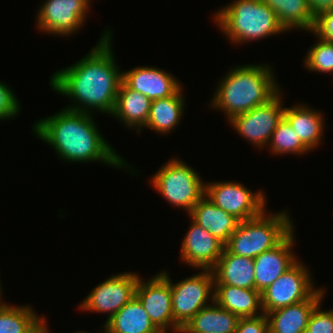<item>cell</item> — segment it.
Returning <instances> with one entry per match:
<instances>
[{
  "instance_id": "6da1fadb",
  "label": "cell",
  "mask_w": 333,
  "mask_h": 333,
  "mask_svg": "<svg viewBox=\"0 0 333 333\" xmlns=\"http://www.w3.org/2000/svg\"><path fill=\"white\" fill-rule=\"evenodd\" d=\"M111 30H104L95 47L82 59L50 77V86L74 104L65 109L94 114L92 110L112 115L122 71L116 65Z\"/></svg>"
},
{
  "instance_id": "7a4b0ae2",
  "label": "cell",
  "mask_w": 333,
  "mask_h": 333,
  "mask_svg": "<svg viewBox=\"0 0 333 333\" xmlns=\"http://www.w3.org/2000/svg\"><path fill=\"white\" fill-rule=\"evenodd\" d=\"M96 125L92 114L63 108L54 115L36 121L32 130L66 162L99 161L114 168L128 169L130 166L125 159L105 141Z\"/></svg>"
},
{
  "instance_id": "3957f363",
  "label": "cell",
  "mask_w": 333,
  "mask_h": 333,
  "mask_svg": "<svg viewBox=\"0 0 333 333\" xmlns=\"http://www.w3.org/2000/svg\"><path fill=\"white\" fill-rule=\"evenodd\" d=\"M271 68L268 64L234 67L220 80L210 108L224 111L230 120L267 103L281 90Z\"/></svg>"
},
{
  "instance_id": "277c9868",
  "label": "cell",
  "mask_w": 333,
  "mask_h": 333,
  "mask_svg": "<svg viewBox=\"0 0 333 333\" xmlns=\"http://www.w3.org/2000/svg\"><path fill=\"white\" fill-rule=\"evenodd\" d=\"M222 8L214 13V20L234 44L285 33L275 12L262 0H233Z\"/></svg>"
},
{
  "instance_id": "5b68a950",
  "label": "cell",
  "mask_w": 333,
  "mask_h": 333,
  "mask_svg": "<svg viewBox=\"0 0 333 333\" xmlns=\"http://www.w3.org/2000/svg\"><path fill=\"white\" fill-rule=\"evenodd\" d=\"M240 221L225 248L232 254L255 258L278 245L293 229L290 215L281 211Z\"/></svg>"
},
{
  "instance_id": "8992f818",
  "label": "cell",
  "mask_w": 333,
  "mask_h": 333,
  "mask_svg": "<svg viewBox=\"0 0 333 333\" xmlns=\"http://www.w3.org/2000/svg\"><path fill=\"white\" fill-rule=\"evenodd\" d=\"M152 186L172 206L185 209L188 214L205 195V184L190 165L181 159H169L150 178Z\"/></svg>"
},
{
  "instance_id": "52a82bcc",
  "label": "cell",
  "mask_w": 333,
  "mask_h": 333,
  "mask_svg": "<svg viewBox=\"0 0 333 333\" xmlns=\"http://www.w3.org/2000/svg\"><path fill=\"white\" fill-rule=\"evenodd\" d=\"M160 273L170 282L174 333H179L202 308L210 305V299L214 301V274L212 270L202 269V273L172 283L166 271Z\"/></svg>"
},
{
  "instance_id": "ba28073f",
  "label": "cell",
  "mask_w": 333,
  "mask_h": 333,
  "mask_svg": "<svg viewBox=\"0 0 333 333\" xmlns=\"http://www.w3.org/2000/svg\"><path fill=\"white\" fill-rule=\"evenodd\" d=\"M262 192L253 193L243 184L233 181L205 184V196L239 221L255 218L266 209L267 200Z\"/></svg>"
},
{
  "instance_id": "9c48e42d",
  "label": "cell",
  "mask_w": 333,
  "mask_h": 333,
  "mask_svg": "<svg viewBox=\"0 0 333 333\" xmlns=\"http://www.w3.org/2000/svg\"><path fill=\"white\" fill-rule=\"evenodd\" d=\"M282 91H279L267 103L254 107L249 112L233 116L230 126L259 149L268 145L270 138L284 117L285 107L282 106Z\"/></svg>"
},
{
  "instance_id": "30bf717a",
  "label": "cell",
  "mask_w": 333,
  "mask_h": 333,
  "mask_svg": "<svg viewBox=\"0 0 333 333\" xmlns=\"http://www.w3.org/2000/svg\"><path fill=\"white\" fill-rule=\"evenodd\" d=\"M309 269L299 260L261 293L265 314L310 298L318 289Z\"/></svg>"
},
{
  "instance_id": "8fae6325",
  "label": "cell",
  "mask_w": 333,
  "mask_h": 333,
  "mask_svg": "<svg viewBox=\"0 0 333 333\" xmlns=\"http://www.w3.org/2000/svg\"><path fill=\"white\" fill-rule=\"evenodd\" d=\"M115 275L93 288L81 302L79 309L87 312L109 313L106 323L127 304L135 296L140 276L132 272Z\"/></svg>"
},
{
  "instance_id": "7c38bea8",
  "label": "cell",
  "mask_w": 333,
  "mask_h": 333,
  "mask_svg": "<svg viewBox=\"0 0 333 333\" xmlns=\"http://www.w3.org/2000/svg\"><path fill=\"white\" fill-rule=\"evenodd\" d=\"M90 0H46L36 15L37 27L45 33L72 36L89 14Z\"/></svg>"
},
{
  "instance_id": "4fadbf2b",
  "label": "cell",
  "mask_w": 333,
  "mask_h": 333,
  "mask_svg": "<svg viewBox=\"0 0 333 333\" xmlns=\"http://www.w3.org/2000/svg\"><path fill=\"white\" fill-rule=\"evenodd\" d=\"M143 280L139 277L135 297L161 333L174 331L170 282L161 273L152 276L150 280Z\"/></svg>"
},
{
  "instance_id": "5bb4252c",
  "label": "cell",
  "mask_w": 333,
  "mask_h": 333,
  "mask_svg": "<svg viewBox=\"0 0 333 333\" xmlns=\"http://www.w3.org/2000/svg\"><path fill=\"white\" fill-rule=\"evenodd\" d=\"M225 245L195 221H191L180 249L181 260L194 268L212 270Z\"/></svg>"
},
{
  "instance_id": "9a60e30c",
  "label": "cell",
  "mask_w": 333,
  "mask_h": 333,
  "mask_svg": "<svg viewBox=\"0 0 333 333\" xmlns=\"http://www.w3.org/2000/svg\"><path fill=\"white\" fill-rule=\"evenodd\" d=\"M294 229L274 248L254 258L255 289L262 293L299 259L293 250Z\"/></svg>"
},
{
  "instance_id": "2e32d148",
  "label": "cell",
  "mask_w": 333,
  "mask_h": 333,
  "mask_svg": "<svg viewBox=\"0 0 333 333\" xmlns=\"http://www.w3.org/2000/svg\"><path fill=\"white\" fill-rule=\"evenodd\" d=\"M122 82L151 101L169 97L182 86L174 75L152 66L122 71Z\"/></svg>"
},
{
  "instance_id": "e0dca14e",
  "label": "cell",
  "mask_w": 333,
  "mask_h": 333,
  "mask_svg": "<svg viewBox=\"0 0 333 333\" xmlns=\"http://www.w3.org/2000/svg\"><path fill=\"white\" fill-rule=\"evenodd\" d=\"M325 292L318 288L307 300L268 312L269 333H305L309 317Z\"/></svg>"
},
{
  "instance_id": "ac0fdd59",
  "label": "cell",
  "mask_w": 333,
  "mask_h": 333,
  "mask_svg": "<svg viewBox=\"0 0 333 333\" xmlns=\"http://www.w3.org/2000/svg\"><path fill=\"white\" fill-rule=\"evenodd\" d=\"M215 285L255 289L254 259L230 253L225 247L212 269Z\"/></svg>"
},
{
  "instance_id": "d6986e66",
  "label": "cell",
  "mask_w": 333,
  "mask_h": 333,
  "mask_svg": "<svg viewBox=\"0 0 333 333\" xmlns=\"http://www.w3.org/2000/svg\"><path fill=\"white\" fill-rule=\"evenodd\" d=\"M191 220L195 221L224 245L235 232L240 222L233 215L217 207L205 195L196 203L188 213Z\"/></svg>"
},
{
  "instance_id": "ffe728a7",
  "label": "cell",
  "mask_w": 333,
  "mask_h": 333,
  "mask_svg": "<svg viewBox=\"0 0 333 333\" xmlns=\"http://www.w3.org/2000/svg\"><path fill=\"white\" fill-rule=\"evenodd\" d=\"M151 100L136 90L128 88L121 82L116 98V104L111 116L117 118L132 130L145 128L150 112Z\"/></svg>"
},
{
  "instance_id": "44dd1931",
  "label": "cell",
  "mask_w": 333,
  "mask_h": 333,
  "mask_svg": "<svg viewBox=\"0 0 333 333\" xmlns=\"http://www.w3.org/2000/svg\"><path fill=\"white\" fill-rule=\"evenodd\" d=\"M214 301L239 318L256 317L264 314L261 293L256 289L215 285ZM257 311H261V313Z\"/></svg>"
},
{
  "instance_id": "7402d4cb",
  "label": "cell",
  "mask_w": 333,
  "mask_h": 333,
  "mask_svg": "<svg viewBox=\"0 0 333 333\" xmlns=\"http://www.w3.org/2000/svg\"><path fill=\"white\" fill-rule=\"evenodd\" d=\"M284 118L309 150L315 149L322 142L325 120L321 112L306 104L297 103L292 107H285Z\"/></svg>"
},
{
  "instance_id": "603a6c76",
  "label": "cell",
  "mask_w": 333,
  "mask_h": 333,
  "mask_svg": "<svg viewBox=\"0 0 333 333\" xmlns=\"http://www.w3.org/2000/svg\"><path fill=\"white\" fill-rule=\"evenodd\" d=\"M182 87L173 95L151 101L150 112L145 127L164 134L170 133L179 124L185 107Z\"/></svg>"
},
{
  "instance_id": "cb8c5ba5",
  "label": "cell",
  "mask_w": 333,
  "mask_h": 333,
  "mask_svg": "<svg viewBox=\"0 0 333 333\" xmlns=\"http://www.w3.org/2000/svg\"><path fill=\"white\" fill-rule=\"evenodd\" d=\"M239 317L215 301L202 308L179 332L234 333Z\"/></svg>"
},
{
  "instance_id": "d4e9b609",
  "label": "cell",
  "mask_w": 333,
  "mask_h": 333,
  "mask_svg": "<svg viewBox=\"0 0 333 333\" xmlns=\"http://www.w3.org/2000/svg\"><path fill=\"white\" fill-rule=\"evenodd\" d=\"M103 327L111 333H161L135 296L104 323Z\"/></svg>"
},
{
  "instance_id": "484cf974",
  "label": "cell",
  "mask_w": 333,
  "mask_h": 333,
  "mask_svg": "<svg viewBox=\"0 0 333 333\" xmlns=\"http://www.w3.org/2000/svg\"><path fill=\"white\" fill-rule=\"evenodd\" d=\"M276 14L280 26L286 31L297 28L312 32L315 25L308 0H262Z\"/></svg>"
},
{
  "instance_id": "4316f807",
  "label": "cell",
  "mask_w": 333,
  "mask_h": 333,
  "mask_svg": "<svg viewBox=\"0 0 333 333\" xmlns=\"http://www.w3.org/2000/svg\"><path fill=\"white\" fill-rule=\"evenodd\" d=\"M45 323L29 305L0 306V333H36Z\"/></svg>"
},
{
  "instance_id": "83f0119b",
  "label": "cell",
  "mask_w": 333,
  "mask_h": 333,
  "mask_svg": "<svg viewBox=\"0 0 333 333\" xmlns=\"http://www.w3.org/2000/svg\"><path fill=\"white\" fill-rule=\"evenodd\" d=\"M267 146L273 155L295 154L302 155L310 150L302 143L298 134L283 117L274 130Z\"/></svg>"
},
{
  "instance_id": "f1b7e54d",
  "label": "cell",
  "mask_w": 333,
  "mask_h": 333,
  "mask_svg": "<svg viewBox=\"0 0 333 333\" xmlns=\"http://www.w3.org/2000/svg\"><path fill=\"white\" fill-rule=\"evenodd\" d=\"M314 46L306 53L304 65L311 72H333V42L321 40L319 37Z\"/></svg>"
},
{
  "instance_id": "f546056e",
  "label": "cell",
  "mask_w": 333,
  "mask_h": 333,
  "mask_svg": "<svg viewBox=\"0 0 333 333\" xmlns=\"http://www.w3.org/2000/svg\"><path fill=\"white\" fill-rule=\"evenodd\" d=\"M321 303L312 311L305 333H333V309L323 311Z\"/></svg>"
},
{
  "instance_id": "4dcf8cb0",
  "label": "cell",
  "mask_w": 333,
  "mask_h": 333,
  "mask_svg": "<svg viewBox=\"0 0 333 333\" xmlns=\"http://www.w3.org/2000/svg\"><path fill=\"white\" fill-rule=\"evenodd\" d=\"M20 108V102L10 86H7L5 82H0V120L17 117Z\"/></svg>"
},
{
  "instance_id": "1f68e13d",
  "label": "cell",
  "mask_w": 333,
  "mask_h": 333,
  "mask_svg": "<svg viewBox=\"0 0 333 333\" xmlns=\"http://www.w3.org/2000/svg\"><path fill=\"white\" fill-rule=\"evenodd\" d=\"M321 40L333 42V9L327 10L315 17V25L311 32Z\"/></svg>"
},
{
  "instance_id": "d6a6232c",
  "label": "cell",
  "mask_w": 333,
  "mask_h": 333,
  "mask_svg": "<svg viewBox=\"0 0 333 333\" xmlns=\"http://www.w3.org/2000/svg\"><path fill=\"white\" fill-rule=\"evenodd\" d=\"M234 333H269L267 315L240 318Z\"/></svg>"
},
{
  "instance_id": "836d02e7",
  "label": "cell",
  "mask_w": 333,
  "mask_h": 333,
  "mask_svg": "<svg viewBox=\"0 0 333 333\" xmlns=\"http://www.w3.org/2000/svg\"><path fill=\"white\" fill-rule=\"evenodd\" d=\"M308 3L315 17L324 11L333 9V0H308Z\"/></svg>"
},
{
  "instance_id": "e575fe53",
  "label": "cell",
  "mask_w": 333,
  "mask_h": 333,
  "mask_svg": "<svg viewBox=\"0 0 333 333\" xmlns=\"http://www.w3.org/2000/svg\"><path fill=\"white\" fill-rule=\"evenodd\" d=\"M48 327H47V322L36 332V333H49L48 331Z\"/></svg>"
},
{
  "instance_id": "d590c367",
  "label": "cell",
  "mask_w": 333,
  "mask_h": 333,
  "mask_svg": "<svg viewBox=\"0 0 333 333\" xmlns=\"http://www.w3.org/2000/svg\"><path fill=\"white\" fill-rule=\"evenodd\" d=\"M1 281V280H0ZM2 287H1V283H0V306H2V305H4L5 304V302L3 301V299H2ZM2 299V300H1ZM3 301V302H2Z\"/></svg>"
},
{
  "instance_id": "8d00e7d4",
  "label": "cell",
  "mask_w": 333,
  "mask_h": 333,
  "mask_svg": "<svg viewBox=\"0 0 333 333\" xmlns=\"http://www.w3.org/2000/svg\"><path fill=\"white\" fill-rule=\"evenodd\" d=\"M179 333H202V332H179ZM206 333V332H203ZM213 333V332H212ZM217 333V332H216Z\"/></svg>"
},
{
  "instance_id": "74e56055",
  "label": "cell",
  "mask_w": 333,
  "mask_h": 333,
  "mask_svg": "<svg viewBox=\"0 0 333 333\" xmlns=\"http://www.w3.org/2000/svg\"><path fill=\"white\" fill-rule=\"evenodd\" d=\"M103 329H104V333H111L106 327H104Z\"/></svg>"
}]
</instances>
